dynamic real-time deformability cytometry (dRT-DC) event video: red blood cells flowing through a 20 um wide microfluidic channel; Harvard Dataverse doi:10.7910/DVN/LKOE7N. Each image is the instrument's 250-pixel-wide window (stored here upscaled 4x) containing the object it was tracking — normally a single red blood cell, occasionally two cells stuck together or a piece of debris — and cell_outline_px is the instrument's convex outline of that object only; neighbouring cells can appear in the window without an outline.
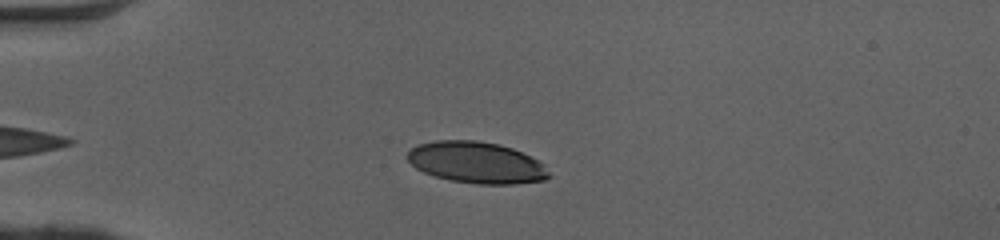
{"species": "human", "species_latin": "Homo sapiens", "temperature_condition": "cold", "stored_images_in_passage": 44, "camera_frame_rate_fps": 3000, "um_per_image_px": 0.085, "donor": {"sex": "female"}, "frame": {"image": 1, "passage_image": 7, "time_ms": 2.0, "image_size_px": [1000, 240], "cell_outline_px": [[552, 176], [544, 180], [516, 184], [476, 184], [452, 180], [436, 176], [424, 172], [416, 168], [404, 156], [412, 148], [420, 144], [436, 140], [476, 140], [500, 144], [512, 148], [544, 164]], "centroid_in_image_um": [40.5, 13.81], "position_along_channel_um": 44.5, "area_um2": 34.1}}
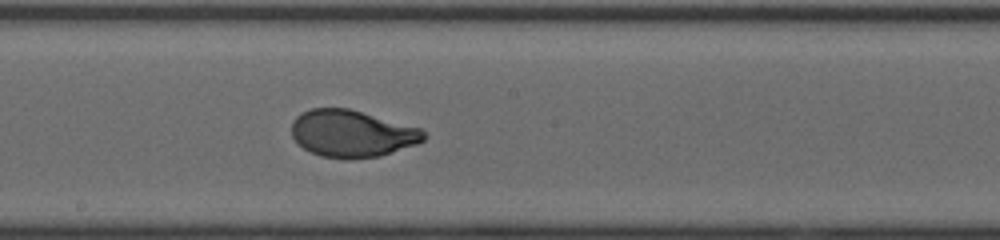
{"frame": {"image": 2, "passage_image": 22, "time_ms": 7.0, "image_size_px": [1000, 240], "cell_outline_px": [[428, 136], [424, 140], [416, 144], [380, 156], [320, 156], [304, 148], [292, 136], [292, 120], [296, 116], [312, 108], [348, 108], [424, 128]], "centroid_in_image_um": [29.97, 11.31], "position_along_channel_um": 218.2, "area_um2": 35.66}}
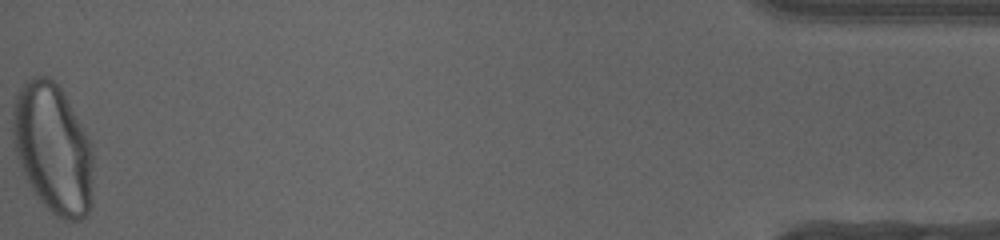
{"frame": {"image": 3, "passage_image": 44, "time_ms": 14.333, "image_size_px": [1000, 240], "cell_outline_px": [[92, 204], [88, 212], [80, 220], [64, 220], [56, 216], [36, 196], [16, 156], [12, 132], [12, 112], [16, 96], [20, 88], [32, 76], [48, 76], [64, 92], [92, 144]], "centroid_in_image_um": [4.51, 12.62], "position_along_channel_um": 430.7, "area_um2": 60.75}, "authors_computed_cell_mechanics": {"area_um2": 36.3851, "velocity_mm_per_s": 4.0992, "shape_relaxation_time_tau1_ms": 4.7501, "shape_relaxation_time_tau2_ms": null, "deformation_change_tau1": 0.2109, "deformation_change_tau2": null}}